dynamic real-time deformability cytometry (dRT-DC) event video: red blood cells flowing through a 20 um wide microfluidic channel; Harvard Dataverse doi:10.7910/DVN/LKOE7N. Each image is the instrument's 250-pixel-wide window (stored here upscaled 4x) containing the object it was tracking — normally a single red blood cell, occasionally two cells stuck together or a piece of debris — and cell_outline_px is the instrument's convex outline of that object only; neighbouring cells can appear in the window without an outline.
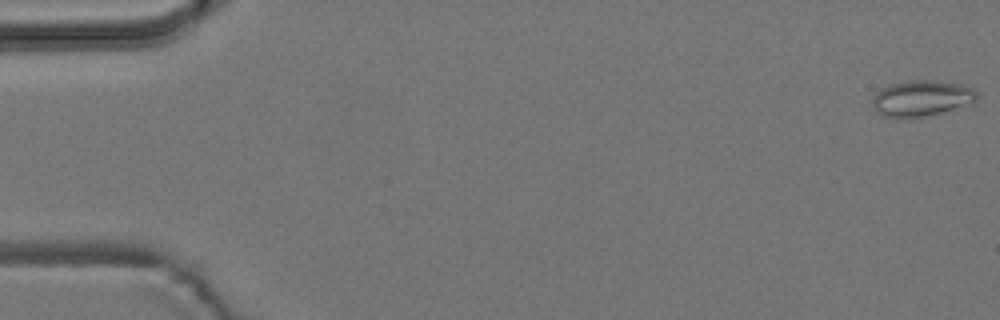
{"species": "common noctule bat (a hibernating species)", "species_latin": "Nyctalus noctula", "temperature_condition": "room temperature", "stored_images_in_passage": 6, "camera_frame_rate_fps": 3000, "um_per_image_px": 0.085, "animal": {"sex": "male", "body_mass_g": 19.2, "forearm_length_mm": 51.8}, "frame": {"image": 1, "passage_image": 1, "time_ms": 0.0, "image_size_px": [1000, 320], "cell_outline_px": [[980, 96], [972, 104], [924, 116], [896, 120], [884, 116], [872, 104], [872, 96], [876, 92], [892, 84], [908, 80], [936, 80], [960, 84], [972, 88]], "centroid_in_image_um": [78.34, 8.36], "position_along_channel_um": 6.7, "area_um2": 22.02}}